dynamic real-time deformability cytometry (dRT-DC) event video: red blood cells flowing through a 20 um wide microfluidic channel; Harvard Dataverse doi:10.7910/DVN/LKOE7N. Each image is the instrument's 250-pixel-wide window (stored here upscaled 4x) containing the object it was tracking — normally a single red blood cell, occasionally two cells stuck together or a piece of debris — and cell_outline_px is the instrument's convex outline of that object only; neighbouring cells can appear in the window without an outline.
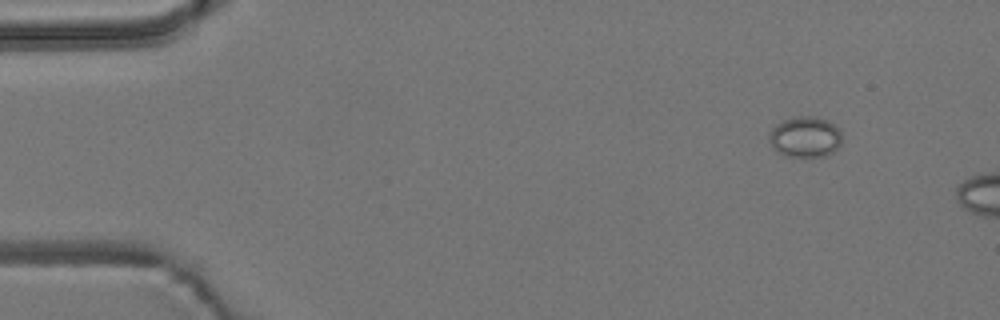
{"species": "common noctule bat (a hibernating species)", "species_latin": "Nyctalus noctula", "temperature_condition": "room temperature", "stored_images_in_passage": 2, "camera_frame_rate_fps": 3000, "um_per_image_px": 0.085, "animal": {"sex": "male", "body_mass_g": 19.2, "forearm_length_mm": 51.8}, "frame": {"image": 1, "passage_image": 1, "time_ms": 0.0, "image_size_px": [1000, 320], "cell_outline_px": [[840, 144], [828, 156], [784, 156], [768, 140], [768, 136], [772, 128], [776, 124], [784, 120], [800, 116], [812, 116], [828, 120], [840, 128]], "centroid_in_image_um": [68.45, 11.63], "position_along_channel_um": 16.5, "area_um2": 17.11}}